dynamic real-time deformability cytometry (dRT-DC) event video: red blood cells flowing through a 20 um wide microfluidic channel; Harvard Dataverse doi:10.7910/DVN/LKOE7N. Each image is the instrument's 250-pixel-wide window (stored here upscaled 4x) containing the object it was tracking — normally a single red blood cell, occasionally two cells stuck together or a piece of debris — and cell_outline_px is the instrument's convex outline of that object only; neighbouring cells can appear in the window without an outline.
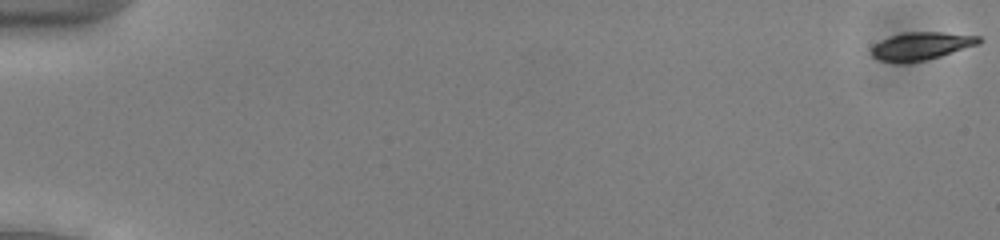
{"species": "common noctule bat (a hibernating species)", "species_latin": "Nyctalus noctula", "temperature_condition": "cold", "stored_images_in_passage": 54, "camera_frame_rate_fps": 3000, "um_per_image_px": 0.085, "animal": {"sex": "male", "body_mass_g": 13.0, "forearm_length_mm": 53.1}, "frame": {"image": 1, "passage_image": 1, "time_ms": 0.0, "image_size_px": [1000, 240], "cell_outline_px": [[984, 40], [980, 44], [940, 56], [924, 60], [880, 60], [872, 56], [872, 48], [876, 44], [892, 36], [908, 32], [940, 32], [980, 36]], "centroid_in_image_um": [78.43, 3.87], "position_along_channel_um": 6.6, "area_um2": 16.59}}
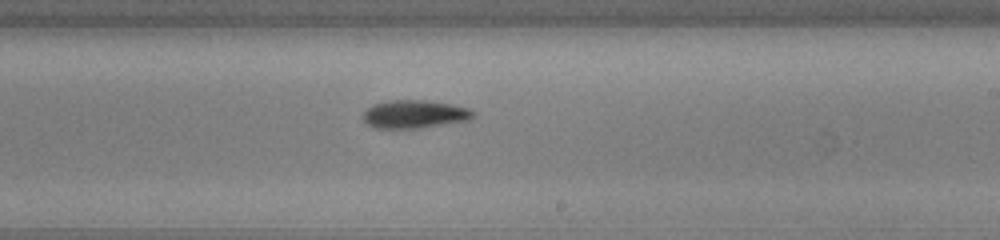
{"frame": {"image": 2, "passage_image": 34, "time_ms": 11.0, "image_size_px": [1000, 240], "cell_outline_px": [[476, 116], [472, 120], [420, 128], [372, 128], [360, 116], [372, 104], [388, 100], [424, 100], [452, 104], [468, 108], [476, 112]], "centroid_in_image_um": [35.26, 9.7], "position_along_channel_um": 253.7, "area_um2": 18.38}}
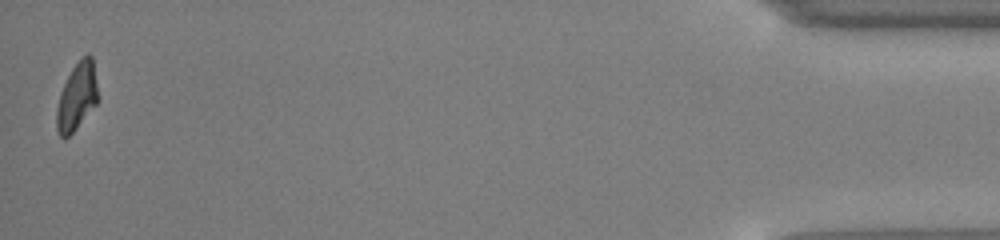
{"frame": {"image": 3, "passage_image": 54, "time_ms": 17.667, "image_size_px": [1000, 240], "cell_outline_px": [[96, 104], [72, 132], [64, 140], [60, 136], [56, 128], [56, 108], [60, 92], [72, 68], [88, 52], [92, 56], [96, 84]], "centroid_in_image_um": [6.49, 8.23], "position_along_channel_um": 428.7, "area_um2": 15.78}, "authors_computed_cell_mechanics": {"area_um2": 17.3111, "velocity_mm_per_s": 3.9052, "shape_relaxation_time_tau1_ms": 1.7274, "shape_relaxation_time_tau2_ms": 3.3709, "deformation_change_tau1": 0.1464, "deformation_change_tau2": 0.1012}}